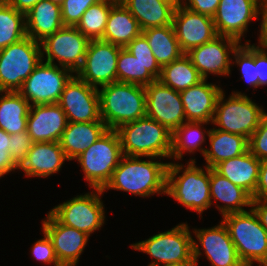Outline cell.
<instances>
[{"label":"cell","mask_w":267,"mask_h":266,"mask_svg":"<svg viewBox=\"0 0 267 266\" xmlns=\"http://www.w3.org/2000/svg\"><path fill=\"white\" fill-rule=\"evenodd\" d=\"M146 158L150 160H142V156L123 155L102 191L113 189L148 198L156 193L166 195L169 162L156 161L161 160L158 157Z\"/></svg>","instance_id":"cell-1"},{"label":"cell","mask_w":267,"mask_h":266,"mask_svg":"<svg viewBox=\"0 0 267 266\" xmlns=\"http://www.w3.org/2000/svg\"><path fill=\"white\" fill-rule=\"evenodd\" d=\"M195 160L196 158H190L185 166L181 163L169 162L166 195L186 209L194 210L202 218V213L212 206L210 168L206 165L204 168L198 167Z\"/></svg>","instance_id":"cell-2"},{"label":"cell","mask_w":267,"mask_h":266,"mask_svg":"<svg viewBox=\"0 0 267 266\" xmlns=\"http://www.w3.org/2000/svg\"><path fill=\"white\" fill-rule=\"evenodd\" d=\"M100 117L107 129L116 130L122 124L146 116V90L144 86L113 82L98 89Z\"/></svg>","instance_id":"cell-3"},{"label":"cell","mask_w":267,"mask_h":266,"mask_svg":"<svg viewBox=\"0 0 267 266\" xmlns=\"http://www.w3.org/2000/svg\"><path fill=\"white\" fill-rule=\"evenodd\" d=\"M125 156L169 158L172 133L156 120L144 116L116 129Z\"/></svg>","instance_id":"cell-4"},{"label":"cell","mask_w":267,"mask_h":266,"mask_svg":"<svg viewBox=\"0 0 267 266\" xmlns=\"http://www.w3.org/2000/svg\"><path fill=\"white\" fill-rule=\"evenodd\" d=\"M229 236L245 266L267 265V230L250 207L248 211L223 216ZM254 263V264H253Z\"/></svg>","instance_id":"cell-5"},{"label":"cell","mask_w":267,"mask_h":266,"mask_svg":"<svg viewBox=\"0 0 267 266\" xmlns=\"http://www.w3.org/2000/svg\"><path fill=\"white\" fill-rule=\"evenodd\" d=\"M245 94L233 91L224 99V91L220 93L212 120L216 129L250 138L267 113Z\"/></svg>","instance_id":"cell-6"},{"label":"cell","mask_w":267,"mask_h":266,"mask_svg":"<svg viewBox=\"0 0 267 266\" xmlns=\"http://www.w3.org/2000/svg\"><path fill=\"white\" fill-rule=\"evenodd\" d=\"M120 138L116 130L106 132L75 160L92 189H103L122 158Z\"/></svg>","instance_id":"cell-7"},{"label":"cell","mask_w":267,"mask_h":266,"mask_svg":"<svg viewBox=\"0 0 267 266\" xmlns=\"http://www.w3.org/2000/svg\"><path fill=\"white\" fill-rule=\"evenodd\" d=\"M191 233L187 222H183L168 231L131 244L130 247L152 257L148 266L173 263L194 264Z\"/></svg>","instance_id":"cell-8"},{"label":"cell","mask_w":267,"mask_h":266,"mask_svg":"<svg viewBox=\"0 0 267 266\" xmlns=\"http://www.w3.org/2000/svg\"><path fill=\"white\" fill-rule=\"evenodd\" d=\"M41 61V42L28 36L0 49V91H18Z\"/></svg>","instance_id":"cell-9"},{"label":"cell","mask_w":267,"mask_h":266,"mask_svg":"<svg viewBox=\"0 0 267 266\" xmlns=\"http://www.w3.org/2000/svg\"><path fill=\"white\" fill-rule=\"evenodd\" d=\"M102 189L77 195L50 210L64 225L73 227L91 236L105 223L104 204L101 200Z\"/></svg>","instance_id":"cell-10"},{"label":"cell","mask_w":267,"mask_h":266,"mask_svg":"<svg viewBox=\"0 0 267 266\" xmlns=\"http://www.w3.org/2000/svg\"><path fill=\"white\" fill-rule=\"evenodd\" d=\"M73 75L70 69L42 60L18 92L31 106L58 103L66 83Z\"/></svg>","instance_id":"cell-11"},{"label":"cell","mask_w":267,"mask_h":266,"mask_svg":"<svg viewBox=\"0 0 267 266\" xmlns=\"http://www.w3.org/2000/svg\"><path fill=\"white\" fill-rule=\"evenodd\" d=\"M89 42L75 26H63L41 41L42 60L76 74L83 65Z\"/></svg>","instance_id":"cell-12"},{"label":"cell","mask_w":267,"mask_h":266,"mask_svg":"<svg viewBox=\"0 0 267 266\" xmlns=\"http://www.w3.org/2000/svg\"><path fill=\"white\" fill-rule=\"evenodd\" d=\"M122 47L98 39L90 40L82 67L76 75L99 89L117 81V60Z\"/></svg>","instance_id":"cell-13"},{"label":"cell","mask_w":267,"mask_h":266,"mask_svg":"<svg viewBox=\"0 0 267 266\" xmlns=\"http://www.w3.org/2000/svg\"><path fill=\"white\" fill-rule=\"evenodd\" d=\"M193 234L198 240L193 237L192 241L195 266H198V258L203 254L201 249L204 250L211 266H245L239 259L235 245L222 221L208 229L195 228Z\"/></svg>","instance_id":"cell-14"},{"label":"cell","mask_w":267,"mask_h":266,"mask_svg":"<svg viewBox=\"0 0 267 266\" xmlns=\"http://www.w3.org/2000/svg\"><path fill=\"white\" fill-rule=\"evenodd\" d=\"M58 104L68 122L102 121L98 89L88 85L76 74L66 83Z\"/></svg>","instance_id":"cell-15"},{"label":"cell","mask_w":267,"mask_h":266,"mask_svg":"<svg viewBox=\"0 0 267 266\" xmlns=\"http://www.w3.org/2000/svg\"><path fill=\"white\" fill-rule=\"evenodd\" d=\"M146 116L165 126L171 133L187 122L180 93L159 80L145 86Z\"/></svg>","instance_id":"cell-16"},{"label":"cell","mask_w":267,"mask_h":266,"mask_svg":"<svg viewBox=\"0 0 267 266\" xmlns=\"http://www.w3.org/2000/svg\"><path fill=\"white\" fill-rule=\"evenodd\" d=\"M240 43L227 36H216L212 41L185 53L203 79L209 74L230 76L232 53ZM231 53V54H230Z\"/></svg>","instance_id":"cell-17"},{"label":"cell","mask_w":267,"mask_h":266,"mask_svg":"<svg viewBox=\"0 0 267 266\" xmlns=\"http://www.w3.org/2000/svg\"><path fill=\"white\" fill-rule=\"evenodd\" d=\"M261 0H220L212 17L217 35L227 36L240 44L247 33L249 23L258 18Z\"/></svg>","instance_id":"cell-18"},{"label":"cell","mask_w":267,"mask_h":266,"mask_svg":"<svg viewBox=\"0 0 267 266\" xmlns=\"http://www.w3.org/2000/svg\"><path fill=\"white\" fill-rule=\"evenodd\" d=\"M42 221V230L51 240L60 265L76 266L90 236L62 224L50 211Z\"/></svg>","instance_id":"cell-19"},{"label":"cell","mask_w":267,"mask_h":266,"mask_svg":"<svg viewBox=\"0 0 267 266\" xmlns=\"http://www.w3.org/2000/svg\"><path fill=\"white\" fill-rule=\"evenodd\" d=\"M172 25L183 53L218 36L212 17L193 12L183 6L175 8Z\"/></svg>","instance_id":"cell-20"},{"label":"cell","mask_w":267,"mask_h":266,"mask_svg":"<svg viewBox=\"0 0 267 266\" xmlns=\"http://www.w3.org/2000/svg\"><path fill=\"white\" fill-rule=\"evenodd\" d=\"M67 117L58 103L30 106L27 132L33 142H59Z\"/></svg>","instance_id":"cell-21"},{"label":"cell","mask_w":267,"mask_h":266,"mask_svg":"<svg viewBox=\"0 0 267 266\" xmlns=\"http://www.w3.org/2000/svg\"><path fill=\"white\" fill-rule=\"evenodd\" d=\"M222 91L219 85L208 83L206 79L180 91L186 121L212 123L216 103Z\"/></svg>","instance_id":"cell-22"},{"label":"cell","mask_w":267,"mask_h":266,"mask_svg":"<svg viewBox=\"0 0 267 266\" xmlns=\"http://www.w3.org/2000/svg\"><path fill=\"white\" fill-rule=\"evenodd\" d=\"M67 160L60 142H34L18 170L27 177L47 178L59 172Z\"/></svg>","instance_id":"cell-23"},{"label":"cell","mask_w":267,"mask_h":266,"mask_svg":"<svg viewBox=\"0 0 267 266\" xmlns=\"http://www.w3.org/2000/svg\"><path fill=\"white\" fill-rule=\"evenodd\" d=\"M260 162L247 150L240 156L220 162L213 169L253 197L258 182Z\"/></svg>","instance_id":"cell-24"},{"label":"cell","mask_w":267,"mask_h":266,"mask_svg":"<svg viewBox=\"0 0 267 266\" xmlns=\"http://www.w3.org/2000/svg\"><path fill=\"white\" fill-rule=\"evenodd\" d=\"M107 130L103 121L68 122L60 139L68 161H72L95 143Z\"/></svg>","instance_id":"cell-25"},{"label":"cell","mask_w":267,"mask_h":266,"mask_svg":"<svg viewBox=\"0 0 267 266\" xmlns=\"http://www.w3.org/2000/svg\"><path fill=\"white\" fill-rule=\"evenodd\" d=\"M27 36L41 42L62 28L61 6L49 0H40L26 14Z\"/></svg>","instance_id":"cell-26"},{"label":"cell","mask_w":267,"mask_h":266,"mask_svg":"<svg viewBox=\"0 0 267 266\" xmlns=\"http://www.w3.org/2000/svg\"><path fill=\"white\" fill-rule=\"evenodd\" d=\"M210 196L212 200L223 202L218 204L222 217L230 213L247 211L243 207H251L252 197L241 187L236 186L227 178L210 168Z\"/></svg>","instance_id":"cell-27"},{"label":"cell","mask_w":267,"mask_h":266,"mask_svg":"<svg viewBox=\"0 0 267 266\" xmlns=\"http://www.w3.org/2000/svg\"><path fill=\"white\" fill-rule=\"evenodd\" d=\"M209 148H206L204 160L206 166L214 168L222 161L242 155L248 150V139L227 131L211 128L208 134Z\"/></svg>","instance_id":"cell-28"},{"label":"cell","mask_w":267,"mask_h":266,"mask_svg":"<svg viewBox=\"0 0 267 266\" xmlns=\"http://www.w3.org/2000/svg\"><path fill=\"white\" fill-rule=\"evenodd\" d=\"M137 20L141 31L172 25L175 7L163 0H119Z\"/></svg>","instance_id":"cell-29"},{"label":"cell","mask_w":267,"mask_h":266,"mask_svg":"<svg viewBox=\"0 0 267 266\" xmlns=\"http://www.w3.org/2000/svg\"><path fill=\"white\" fill-rule=\"evenodd\" d=\"M142 33L137 20L118 1L110 10L104 35L101 40L125 48Z\"/></svg>","instance_id":"cell-30"},{"label":"cell","mask_w":267,"mask_h":266,"mask_svg":"<svg viewBox=\"0 0 267 266\" xmlns=\"http://www.w3.org/2000/svg\"><path fill=\"white\" fill-rule=\"evenodd\" d=\"M0 96V129L10 135L27 131L29 102L18 91H0Z\"/></svg>","instance_id":"cell-31"},{"label":"cell","mask_w":267,"mask_h":266,"mask_svg":"<svg viewBox=\"0 0 267 266\" xmlns=\"http://www.w3.org/2000/svg\"><path fill=\"white\" fill-rule=\"evenodd\" d=\"M208 124L210 123L187 121L175 129L171 137L170 159L181 160L183 159V154H185L184 152L194 154L196 150L204 156L206 148H203L202 144L207 140L206 136L210 131V129H204V125Z\"/></svg>","instance_id":"cell-32"},{"label":"cell","mask_w":267,"mask_h":266,"mask_svg":"<svg viewBox=\"0 0 267 266\" xmlns=\"http://www.w3.org/2000/svg\"><path fill=\"white\" fill-rule=\"evenodd\" d=\"M157 63L163 66L178 59L184 53L181 51L173 25L148 28L142 31Z\"/></svg>","instance_id":"cell-33"},{"label":"cell","mask_w":267,"mask_h":266,"mask_svg":"<svg viewBox=\"0 0 267 266\" xmlns=\"http://www.w3.org/2000/svg\"><path fill=\"white\" fill-rule=\"evenodd\" d=\"M158 80L163 85L180 92L197 85L204 79L184 53L175 61L161 68V75Z\"/></svg>","instance_id":"cell-34"},{"label":"cell","mask_w":267,"mask_h":266,"mask_svg":"<svg viewBox=\"0 0 267 266\" xmlns=\"http://www.w3.org/2000/svg\"><path fill=\"white\" fill-rule=\"evenodd\" d=\"M119 0H102L90 6L82 15L76 28L89 40L102 39L111 8Z\"/></svg>","instance_id":"cell-35"},{"label":"cell","mask_w":267,"mask_h":266,"mask_svg":"<svg viewBox=\"0 0 267 266\" xmlns=\"http://www.w3.org/2000/svg\"><path fill=\"white\" fill-rule=\"evenodd\" d=\"M27 36L25 13L8 4H0V49Z\"/></svg>","instance_id":"cell-36"},{"label":"cell","mask_w":267,"mask_h":266,"mask_svg":"<svg viewBox=\"0 0 267 266\" xmlns=\"http://www.w3.org/2000/svg\"><path fill=\"white\" fill-rule=\"evenodd\" d=\"M117 81L147 86L156 79L145 69V65L125 48H121L117 60Z\"/></svg>","instance_id":"cell-37"},{"label":"cell","mask_w":267,"mask_h":266,"mask_svg":"<svg viewBox=\"0 0 267 266\" xmlns=\"http://www.w3.org/2000/svg\"><path fill=\"white\" fill-rule=\"evenodd\" d=\"M245 44H239L232 53V66H239L241 80L246 81L254 90L258 88L257 67H255V44H250L249 40ZM235 62V63H234Z\"/></svg>","instance_id":"cell-38"},{"label":"cell","mask_w":267,"mask_h":266,"mask_svg":"<svg viewBox=\"0 0 267 266\" xmlns=\"http://www.w3.org/2000/svg\"><path fill=\"white\" fill-rule=\"evenodd\" d=\"M125 49L129 51L136 59L145 65V69L158 80L161 75V67L156 61L155 56L149 46L148 40L141 33L134 38Z\"/></svg>","instance_id":"cell-39"},{"label":"cell","mask_w":267,"mask_h":266,"mask_svg":"<svg viewBox=\"0 0 267 266\" xmlns=\"http://www.w3.org/2000/svg\"><path fill=\"white\" fill-rule=\"evenodd\" d=\"M102 0H64L61 5V18L64 26H77L82 15L92 5Z\"/></svg>","instance_id":"cell-40"},{"label":"cell","mask_w":267,"mask_h":266,"mask_svg":"<svg viewBox=\"0 0 267 266\" xmlns=\"http://www.w3.org/2000/svg\"><path fill=\"white\" fill-rule=\"evenodd\" d=\"M248 150L260 161L267 160V114L248 139Z\"/></svg>","instance_id":"cell-41"},{"label":"cell","mask_w":267,"mask_h":266,"mask_svg":"<svg viewBox=\"0 0 267 266\" xmlns=\"http://www.w3.org/2000/svg\"><path fill=\"white\" fill-rule=\"evenodd\" d=\"M43 234L44 238L37 240L32 245V257H34L35 260L42 262L43 264L47 263L46 265L53 263L54 266H61L55 254L51 240L45 232H43Z\"/></svg>","instance_id":"cell-42"},{"label":"cell","mask_w":267,"mask_h":266,"mask_svg":"<svg viewBox=\"0 0 267 266\" xmlns=\"http://www.w3.org/2000/svg\"><path fill=\"white\" fill-rule=\"evenodd\" d=\"M33 143L27 131L10 135L9 152L18 166L26 158Z\"/></svg>","instance_id":"cell-43"},{"label":"cell","mask_w":267,"mask_h":266,"mask_svg":"<svg viewBox=\"0 0 267 266\" xmlns=\"http://www.w3.org/2000/svg\"><path fill=\"white\" fill-rule=\"evenodd\" d=\"M220 0H182L181 6L200 14L213 17Z\"/></svg>","instance_id":"cell-44"},{"label":"cell","mask_w":267,"mask_h":266,"mask_svg":"<svg viewBox=\"0 0 267 266\" xmlns=\"http://www.w3.org/2000/svg\"><path fill=\"white\" fill-rule=\"evenodd\" d=\"M255 67H257L258 87L267 85V50L255 45Z\"/></svg>","instance_id":"cell-45"},{"label":"cell","mask_w":267,"mask_h":266,"mask_svg":"<svg viewBox=\"0 0 267 266\" xmlns=\"http://www.w3.org/2000/svg\"><path fill=\"white\" fill-rule=\"evenodd\" d=\"M267 200V160H262L259 167L258 182L252 200Z\"/></svg>","instance_id":"cell-46"},{"label":"cell","mask_w":267,"mask_h":266,"mask_svg":"<svg viewBox=\"0 0 267 266\" xmlns=\"http://www.w3.org/2000/svg\"><path fill=\"white\" fill-rule=\"evenodd\" d=\"M260 15L259 45L257 47L267 50V0H261L259 3L258 16Z\"/></svg>","instance_id":"cell-47"},{"label":"cell","mask_w":267,"mask_h":266,"mask_svg":"<svg viewBox=\"0 0 267 266\" xmlns=\"http://www.w3.org/2000/svg\"><path fill=\"white\" fill-rule=\"evenodd\" d=\"M251 208L265 230H267V200L257 199L251 201Z\"/></svg>","instance_id":"cell-48"},{"label":"cell","mask_w":267,"mask_h":266,"mask_svg":"<svg viewBox=\"0 0 267 266\" xmlns=\"http://www.w3.org/2000/svg\"><path fill=\"white\" fill-rule=\"evenodd\" d=\"M18 169V165L11 158L10 153H0V179Z\"/></svg>","instance_id":"cell-49"},{"label":"cell","mask_w":267,"mask_h":266,"mask_svg":"<svg viewBox=\"0 0 267 266\" xmlns=\"http://www.w3.org/2000/svg\"><path fill=\"white\" fill-rule=\"evenodd\" d=\"M40 0H10L9 4L17 11L27 13Z\"/></svg>","instance_id":"cell-50"},{"label":"cell","mask_w":267,"mask_h":266,"mask_svg":"<svg viewBox=\"0 0 267 266\" xmlns=\"http://www.w3.org/2000/svg\"><path fill=\"white\" fill-rule=\"evenodd\" d=\"M10 134L0 129V153H10Z\"/></svg>","instance_id":"cell-51"},{"label":"cell","mask_w":267,"mask_h":266,"mask_svg":"<svg viewBox=\"0 0 267 266\" xmlns=\"http://www.w3.org/2000/svg\"><path fill=\"white\" fill-rule=\"evenodd\" d=\"M171 5H173L175 8H178L182 4V0H163Z\"/></svg>","instance_id":"cell-52"},{"label":"cell","mask_w":267,"mask_h":266,"mask_svg":"<svg viewBox=\"0 0 267 266\" xmlns=\"http://www.w3.org/2000/svg\"><path fill=\"white\" fill-rule=\"evenodd\" d=\"M159 266H195V264H181V263H173V264H162Z\"/></svg>","instance_id":"cell-53"},{"label":"cell","mask_w":267,"mask_h":266,"mask_svg":"<svg viewBox=\"0 0 267 266\" xmlns=\"http://www.w3.org/2000/svg\"><path fill=\"white\" fill-rule=\"evenodd\" d=\"M49 1H51V2H53V3H55V4H58V5H62V3L64 2V0H49Z\"/></svg>","instance_id":"cell-54"},{"label":"cell","mask_w":267,"mask_h":266,"mask_svg":"<svg viewBox=\"0 0 267 266\" xmlns=\"http://www.w3.org/2000/svg\"><path fill=\"white\" fill-rule=\"evenodd\" d=\"M10 0H0V4H8Z\"/></svg>","instance_id":"cell-55"}]
</instances>
